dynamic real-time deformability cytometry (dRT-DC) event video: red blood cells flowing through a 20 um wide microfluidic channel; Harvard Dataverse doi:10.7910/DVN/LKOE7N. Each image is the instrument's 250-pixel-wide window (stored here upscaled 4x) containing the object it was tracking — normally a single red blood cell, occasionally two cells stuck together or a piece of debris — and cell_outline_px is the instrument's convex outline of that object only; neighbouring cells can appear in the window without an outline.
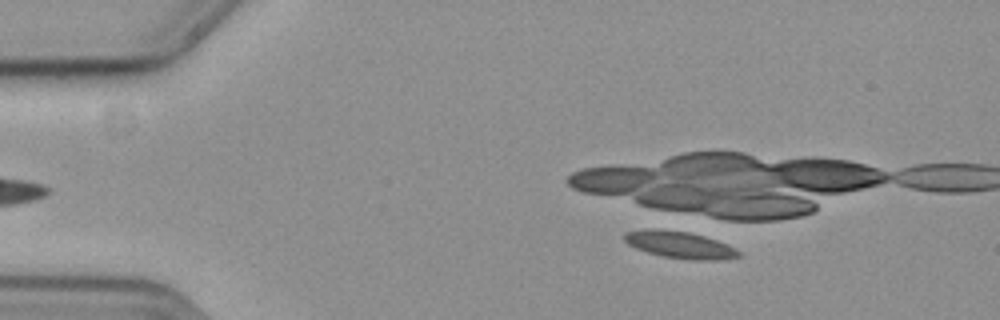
{"species": "common noctule bat (a hibernating species)", "species_latin": "Nyctalus noctula", "temperature_condition": "cold", "stored_images_in_passage": 10, "camera_frame_rate_fps": 3000, "um_per_image_px": 0.085, "animal": {"sex": "female", "body_mass_g": 19.3, "forearm_length_mm": 54.1}, "frame": {"image": 1, "passage_image": 10, "time_ms": 3.0, "image_size_px": [1000, 320], "cell_outline_px": [[740, 256], [716, 260], [692, 260], [664, 256], [648, 252], [636, 248], [628, 244], [624, 240], [624, 232], [644, 228], [652, 228], [688, 232], [704, 236], [728, 244], [736, 248], [740, 252]], "centroid_in_image_um": [57.76, 20.79], "position_along_channel_um": 27.2, "area_um2": 17.92}}